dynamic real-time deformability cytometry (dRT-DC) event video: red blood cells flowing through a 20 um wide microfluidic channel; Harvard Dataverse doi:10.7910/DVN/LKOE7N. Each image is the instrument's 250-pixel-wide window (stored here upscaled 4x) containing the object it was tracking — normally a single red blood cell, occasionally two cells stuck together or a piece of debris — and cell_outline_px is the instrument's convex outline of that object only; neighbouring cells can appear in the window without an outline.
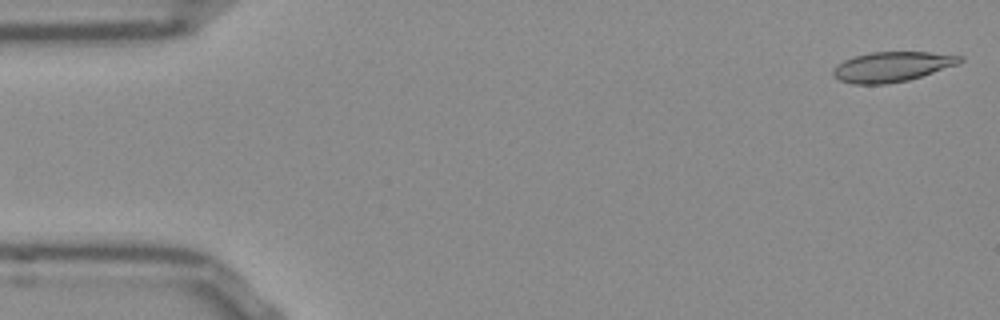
{"species": "Egyptian fruit bat (a non-hibernating species)", "species_latin": "Rousettus aegyptiacus", "temperature_condition": "room temperature", "stored_images_in_passage": 51, "camera_frame_rate_fps": 3000, "um_per_image_px": 0.085, "frame": {"image": 1, "passage_image": 1, "time_ms": 0.0, "image_size_px": [1000, 320], "cell_outline_px": [[964, 60], [960, 64], [908, 80], [884, 84], [852, 84], [840, 80], [832, 76], [832, 72], [836, 64], [844, 60], [856, 56], [872, 52], [928, 52], [964, 56]], "centroid_in_image_um": [75.83, 5.67], "position_along_channel_um": 9.2, "area_um2": 22.2}}
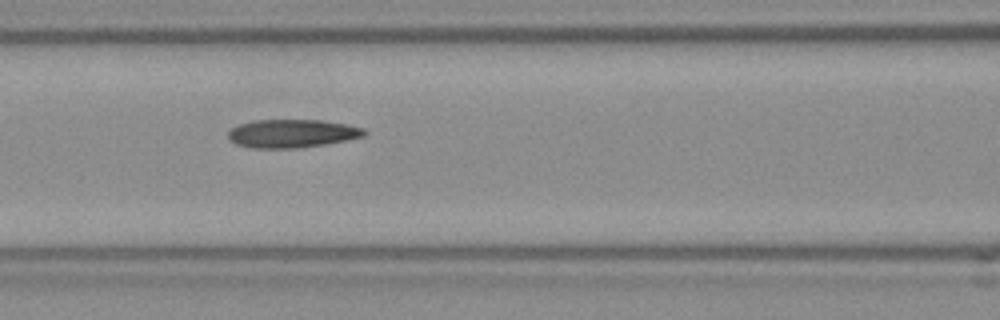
{"frame": {"image": 2, "passage_image": 21, "time_ms": 6.667, "image_size_px": [1000, 320], "cell_outline_px": [[368, 132], [364, 136], [348, 140], [324, 144], [296, 148], [252, 148], [236, 144], [228, 140], [228, 132], [232, 128], [240, 124], [252, 120], [324, 120], [348, 124], [364, 128]], "centroid_in_image_um": [24.84, 11.34], "position_along_channel_um": 141.8, "area_um2": 22.6}}
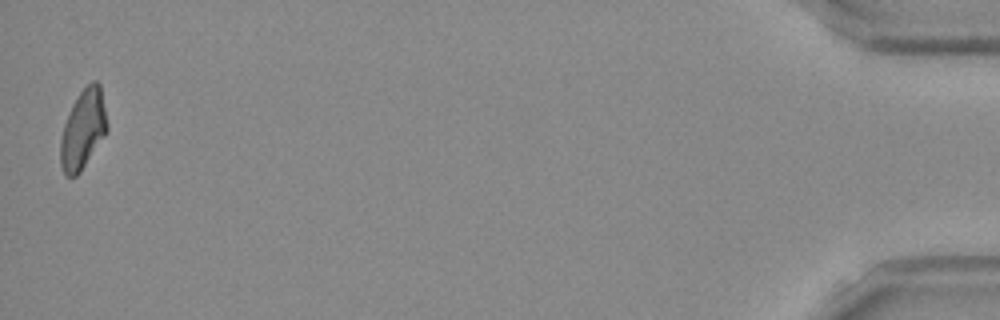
{"frame": {"image": 3, "passage_image": 51, "time_ms": 16.667, "image_size_px": [1000, 320], "cell_outline_px": [[108, 132], [80, 172], [76, 176], [68, 176], [64, 172], [60, 164], [60, 140], [64, 124], [72, 104], [80, 92], [92, 80], [96, 80], [100, 84], [108, 124]], "centroid_in_image_um": [7.07, 10.99], "position_along_channel_um": 428.1, "area_um2": 21.62}, "authors_computed_cell_mechanics": {"area_um2": 22.0796, "velocity_mm_per_s": 3.8519, "shape_relaxation_time_tau1_ms": null, "shape_relaxation_time_tau2_ms": 5.6448, "deformation_change_tau1": null, "deformation_change_tau2": 0.1659}}